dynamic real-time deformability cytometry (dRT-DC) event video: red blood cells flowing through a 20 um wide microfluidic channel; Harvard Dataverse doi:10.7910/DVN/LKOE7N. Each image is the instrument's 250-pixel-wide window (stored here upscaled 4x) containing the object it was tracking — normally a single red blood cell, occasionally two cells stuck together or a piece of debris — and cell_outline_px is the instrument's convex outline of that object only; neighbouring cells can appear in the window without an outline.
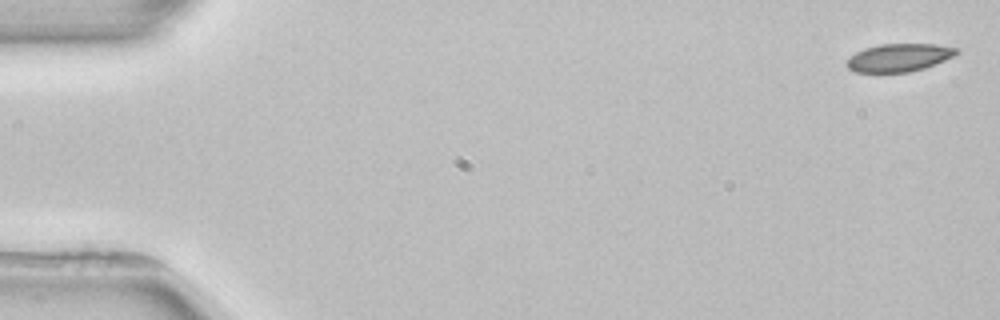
{"species": "common noctule bat (a hibernating species)", "species_latin": "Nyctalus noctula", "temperature_condition": "room temperature", "stored_images_in_passage": 4, "camera_frame_rate_fps": 3000, "um_per_image_px": 0.085, "animal": {"sex": "female", "body_mass_g": 22.7, "forearm_length_mm": 54.2}, "frame": {"image": 1, "passage_image": 1, "time_ms": 0.0, "image_size_px": [1000, 320], "cell_outline_px": [[960, 52], [944, 60], [924, 68], [908, 72], [856, 72], [848, 68], [848, 60], [856, 52], [864, 48], [880, 44], [936, 44], [960, 48]], "centroid_in_image_um": [76.45, 4.88], "position_along_channel_um": 8.5, "area_um2": 17.69}}
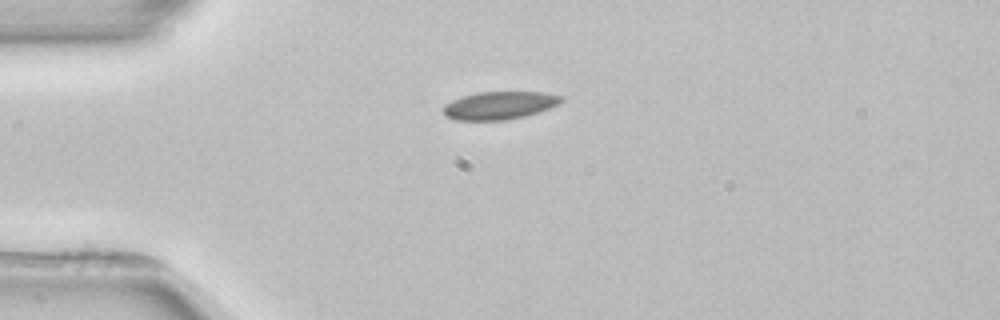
{"frame": {"image": 2, "passage_image": 4, "time_ms": 4.0, "image_size_px": [1000, 320], "cell_outline_px": [[564, 100], [560, 104], [524, 116], [504, 120], [456, 120], [444, 116], [444, 104], [452, 100], [476, 92], [544, 92], [564, 96]], "centroid_in_image_um": [42.46, 8.95], "position_along_channel_um": 42.5, "area_um2": 19.13}}